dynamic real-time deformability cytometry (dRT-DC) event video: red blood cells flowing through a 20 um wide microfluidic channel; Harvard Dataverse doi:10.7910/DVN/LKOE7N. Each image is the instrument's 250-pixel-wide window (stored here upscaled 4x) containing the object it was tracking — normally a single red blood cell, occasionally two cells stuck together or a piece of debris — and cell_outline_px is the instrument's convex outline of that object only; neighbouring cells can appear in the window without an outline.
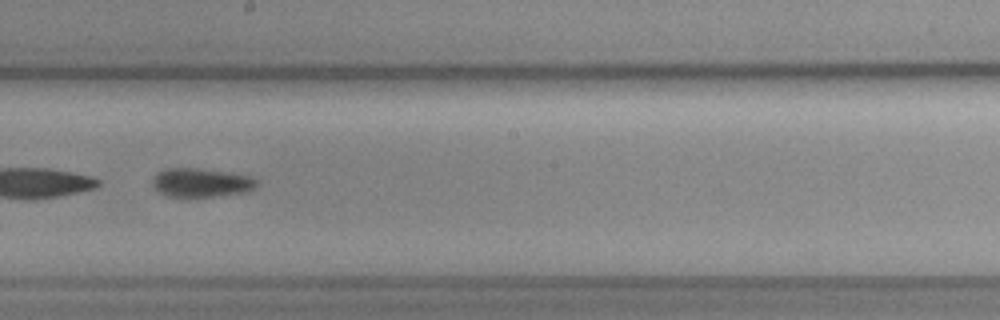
{"species": "common noctule bat (a hibernating species)", "species_latin": "Nyctalus noctula", "temperature_condition": "cold", "stored_images_in_passage": 43, "camera_frame_rate_fps": 3000, "um_per_image_px": 0.085, "animal": {"sex": "female", "body_mass_g": 19.3, "forearm_length_mm": 54.1}, "frame": {"image": 1, "passage_image": 19, "time_ms": 6.0, "image_size_px": [1000, 320], "cell_outline_px": [[256, 184], [252, 188], [240, 192], [212, 196], [180, 200], [168, 196], [160, 192], [152, 184], [152, 180], [156, 172], [164, 168], [196, 168], [224, 172], [248, 176], [256, 180]], "centroid_in_image_um": [16.95, 15.55], "position_along_channel_um": 231.3, "area_um2": 17.51}, "authors_computed_cell_mechanics": {"area_um2": 18.2648, "velocity_mm_per_s": 3.6056, "shape_relaxation_time_tau1_ms": 8.3848, "shape_relaxation_time_tau2_ms": null, "deformation_change_tau1": 0.1741, "deformation_change_tau2": null}}